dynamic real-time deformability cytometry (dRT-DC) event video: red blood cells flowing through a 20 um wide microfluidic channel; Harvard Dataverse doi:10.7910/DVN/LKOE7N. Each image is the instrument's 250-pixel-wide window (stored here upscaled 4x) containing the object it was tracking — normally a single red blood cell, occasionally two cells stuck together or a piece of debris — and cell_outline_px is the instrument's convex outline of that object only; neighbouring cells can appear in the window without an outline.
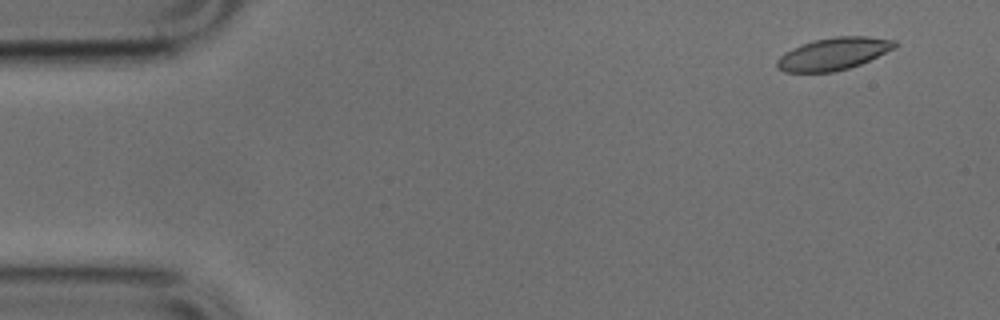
{"species": "common noctule bat (a hibernating species)", "species_latin": "Nyctalus noctula", "temperature_condition": "cold", "stored_images_in_passage": 13, "camera_frame_rate_fps": 3000, "um_per_image_px": 0.085, "animal": {"sex": "male", "body_mass_g": 17.9, "forearm_length_mm": 54.2}, "frame": {"image": 1, "passage_image": 4, "time_ms": 1.0, "image_size_px": [1000, 320], "cell_outline_px": [[896, 48], [860, 64], [848, 68], [832, 72], [784, 72], [776, 68], [776, 60], [784, 52], [792, 48], [816, 40], [836, 36], [868, 36], [896, 40]], "centroid_in_image_um": [70.84, 4.58], "position_along_channel_um": 14.2, "area_um2": 22.14}}